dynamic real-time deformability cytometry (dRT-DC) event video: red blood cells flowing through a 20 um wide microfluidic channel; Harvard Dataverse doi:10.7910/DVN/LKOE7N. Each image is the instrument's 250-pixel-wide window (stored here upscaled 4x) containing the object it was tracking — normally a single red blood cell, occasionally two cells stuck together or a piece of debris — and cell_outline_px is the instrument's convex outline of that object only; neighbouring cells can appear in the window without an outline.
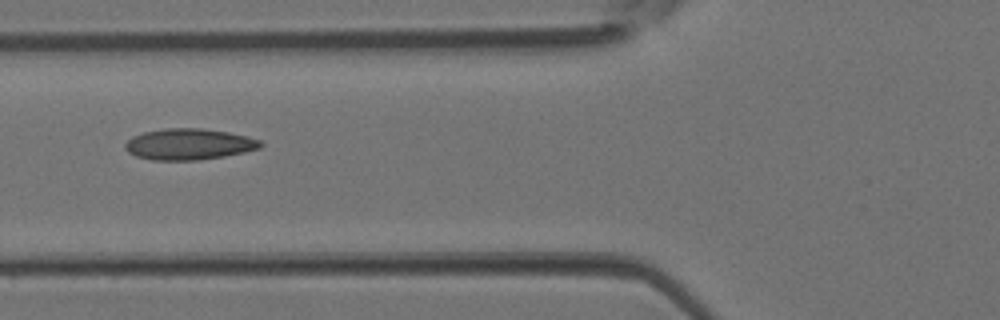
{"species": "Egyptian fruit bat (a non-hibernating species)", "species_latin": "Rousettus aegyptiacus", "temperature_condition": "room temperature", "stored_images_in_passage": 2, "camera_frame_rate_fps": 3000, "um_per_image_px": 0.085, "animal": {"sex": "female"}, "frame": {"image": 1, "passage_image": 2, "time_ms": 0.333, "image_size_px": [1000, 320], "cell_outline_px": [[264, 144], [260, 148], [244, 152], [224, 156], [200, 160], [152, 160], [136, 156], [128, 152], [124, 148], [124, 144], [132, 136], [144, 132], [164, 128], [200, 128], [228, 132], [248, 136], [260, 140]], "centroid_in_image_um": [16.06, 12.26], "position_along_channel_um": 109.7, "area_um2": 24.68}}